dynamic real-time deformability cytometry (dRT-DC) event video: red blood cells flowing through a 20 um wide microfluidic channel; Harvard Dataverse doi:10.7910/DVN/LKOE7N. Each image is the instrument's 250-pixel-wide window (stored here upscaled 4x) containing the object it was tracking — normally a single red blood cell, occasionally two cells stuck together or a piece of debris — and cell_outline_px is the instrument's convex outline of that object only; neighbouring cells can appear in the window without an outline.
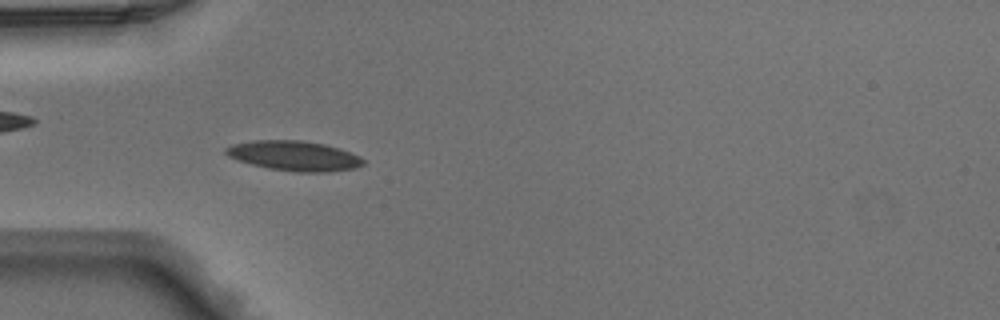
{"species": "Egyptian fruit bat (a non-hibernating species)", "species_latin": "Rousettus aegyptiacus", "temperature_condition": "warm", "stored_images_in_passage": 43, "camera_frame_rate_fps": 3000, "um_per_image_px": 0.085, "animal": {"sex": "male"}, "frame": {"image": 1, "passage_image": 10, "time_ms": 3.0, "image_size_px": [1000, 320], "cell_outline_px": [[364, 164], [356, 168], [328, 172], [296, 172], [268, 168], [252, 164], [228, 156], [224, 152], [224, 148], [232, 144], [252, 140], [300, 140], [324, 144], [340, 148], [360, 156], [364, 160]], "centroid_in_image_um": [25.02, 13.24], "position_along_channel_um": 60.0, "area_um2": 23.99}}
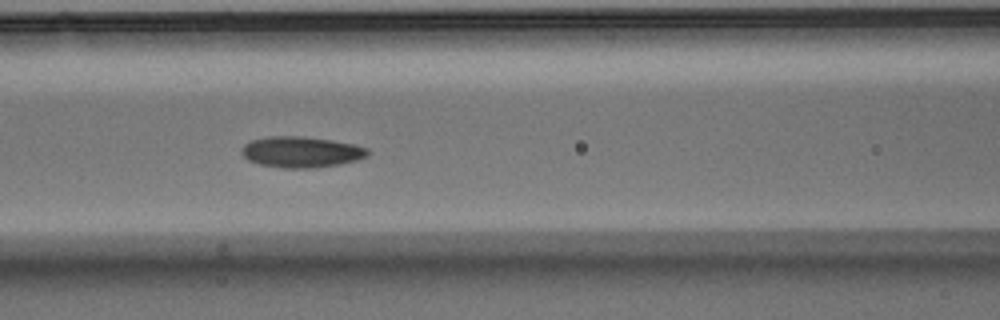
{"frame": {"image": 2, "passage_image": 16, "time_ms": 5.0, "image_size_px": [1000, 320], "cell_outline_px": [[368, 156], [356, 160], [340, 164], [316, 168], [284, 168], [260, 164], [248, 160], [240, 152], [240, 148], [244, 144], [252, 140], [264, 136], [304, 136], [332, 140], [356, 144], [368, 148]], "centroid_in_image_um": [25.6, 12.91], "position_along_channel_um": 141.0, "area_um2": 23.0}}
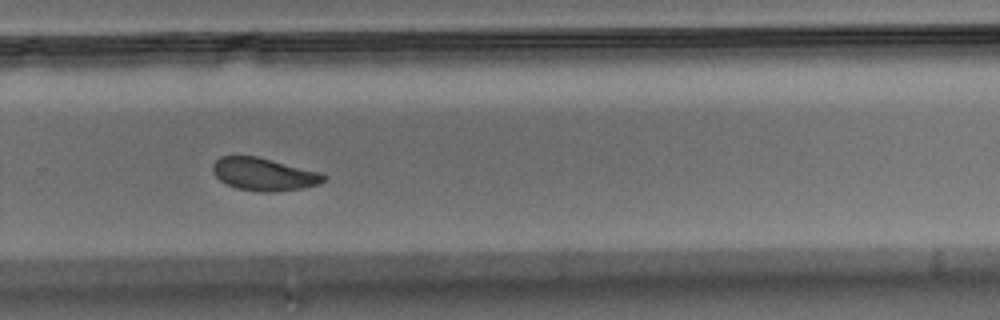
{"frame": {"image": 3, "passage_image": 28, "time_ms": 9.0, "image_size_px": [1000, 320], "cell_outline_px": [[328, 176], [320, 184], [304, 188], [276, 192], [264, 192], [236, 188], [220, 180], [212, 172], [212, 164], [220, 156], [256, 156], [320, 172]], "centroid_in_image_um": [22.44, 14.81], "position_along_channel_um": 307.4, "area_um2": 21.15}}